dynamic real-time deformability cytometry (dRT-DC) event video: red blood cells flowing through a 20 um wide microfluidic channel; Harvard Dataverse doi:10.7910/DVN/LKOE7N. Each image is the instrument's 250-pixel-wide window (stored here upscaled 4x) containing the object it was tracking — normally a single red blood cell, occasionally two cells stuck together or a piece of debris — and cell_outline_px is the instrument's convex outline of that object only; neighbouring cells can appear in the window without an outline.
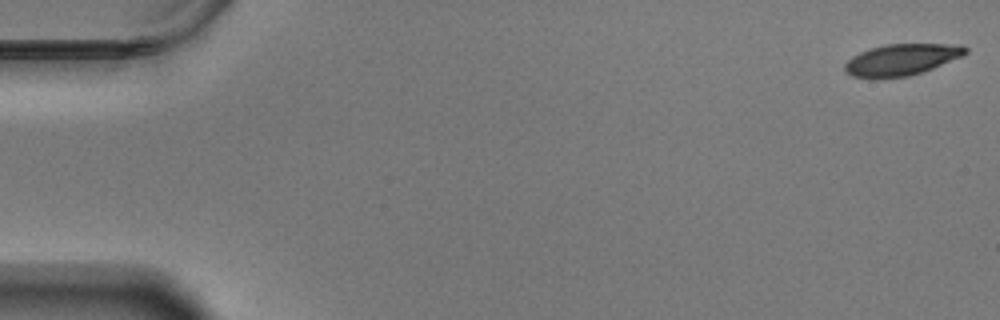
{"species": "Egyptian fruit bat (a non-hibernating species)", "species_latin": "Rousettus aegyptiacus", "temperature_condition": "warm", "stored_images_in_passage": 57, "camera_frame_rate_fps": 3000, "um_per_image_px": 0.085, "animal": {"sex": "male"}, "frame": {"image": 1, "passage_image": 1, "time_ms": 0.0, "image_size_px": [1000, 320], "cell_outline_px": [[968, 52], [964, 56], [932, 68], [908, 76], [852, 76], [844, 68], [844, 64], [852, 56], [860, 52], [872, 48], [888, 44], [964, 44], [968, 48]], "centroid_in_image_um": [76.72, 5.03], "position_along_channel_um": 8.3, "area_um2": 21.56}}
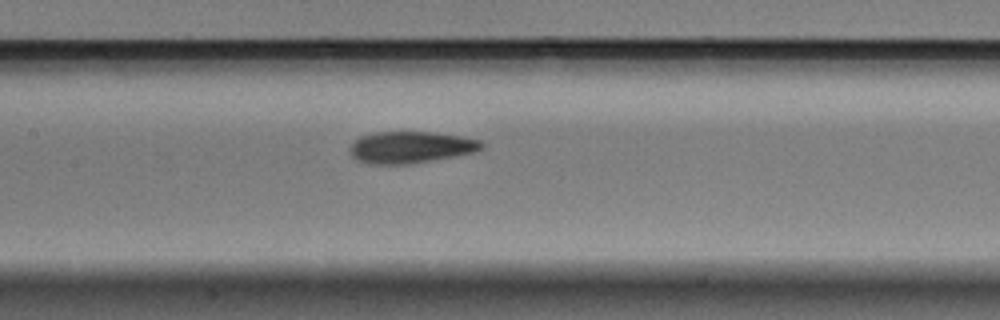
{"frame": {"image": 2, "passage_image": 28, "time_ms": 9.0, "image_size_px": [1000, 320], "cell_outline_px": [[484, 148], [476, 152], [456, 156], [412, 164], [368, 164], [356, 160], [352, 156], [348, 148], [360, 136], [372, 132], [432, 132], [460, 136], [480, 140], [484, 144]], "centroid_in_image_um": [34.91, 12.52], "position_along_channel_um": 172.5, "area_um2": 24.62}}
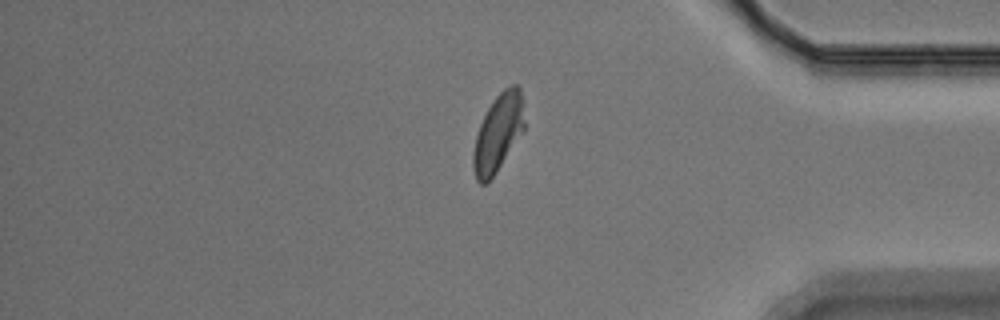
{"frame": {"image": 3, "passage_image": 49, "time_ms": 16.0, "image_size_px": [1000, 320], "cell_outline_px": [[524, 128], [496, 172], [488, 184], [480, 184], [476, 180], [472, 168], [472, 152], [476, 136], [480, 124], [492, 100], [504, 88], [512, 84], [516, 84], [520, 88], [524, 100]], "centroid_in_image_um": [42.32, 11.29], "position_along_channel_um": 392.9, "area_um2": 23.18}}